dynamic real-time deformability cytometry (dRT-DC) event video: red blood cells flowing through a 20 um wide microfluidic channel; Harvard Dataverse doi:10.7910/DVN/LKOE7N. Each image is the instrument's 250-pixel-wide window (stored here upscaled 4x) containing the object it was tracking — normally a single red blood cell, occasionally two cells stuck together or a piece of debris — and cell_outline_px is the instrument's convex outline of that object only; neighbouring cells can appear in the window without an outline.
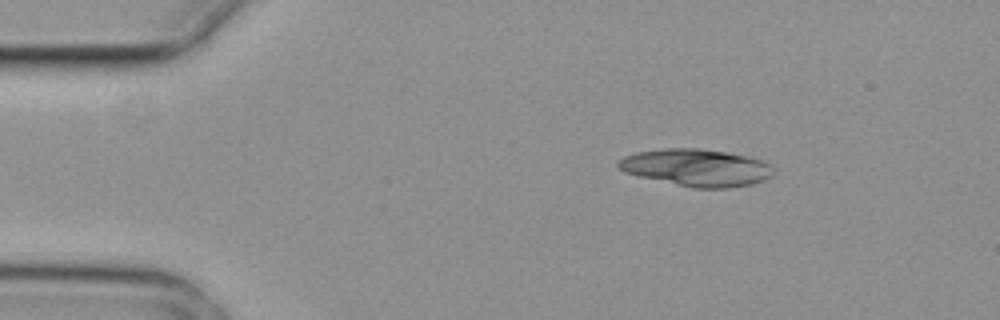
{"species": "common noctule bat (a hibernating species)", "species_latin": "Nyctalus noctula", "temperature_condition": "cold", "stored_images_in_passage": 7, "segment_of_instrument_passage": [1, 2], "camera_frame_rate_fps": 3000, "um_per_image_px": 0.085, "animal": {"sex": "female", "body_mass_g": 29.2, "forearm_length_mm": 56.3}, "frame": {"image": 1, "passage_image": 3, "time_ms": 0.667, "image_size_px": [1000, 320], "cell_outline_px": [[776, 172], [772, 176], [764, 180], [752, 184], [728, 188], [696, 188], [640, 176], [624, 172], [616, 164], [624, 156], [636, 152], [668, 148], [700, 148], [724, 152], [764, 160], [772, 164]], "centroid_in_image_um": [59.27, 14.24], "position_along_channel_um": 25.7, "area_um2": 33.47}}